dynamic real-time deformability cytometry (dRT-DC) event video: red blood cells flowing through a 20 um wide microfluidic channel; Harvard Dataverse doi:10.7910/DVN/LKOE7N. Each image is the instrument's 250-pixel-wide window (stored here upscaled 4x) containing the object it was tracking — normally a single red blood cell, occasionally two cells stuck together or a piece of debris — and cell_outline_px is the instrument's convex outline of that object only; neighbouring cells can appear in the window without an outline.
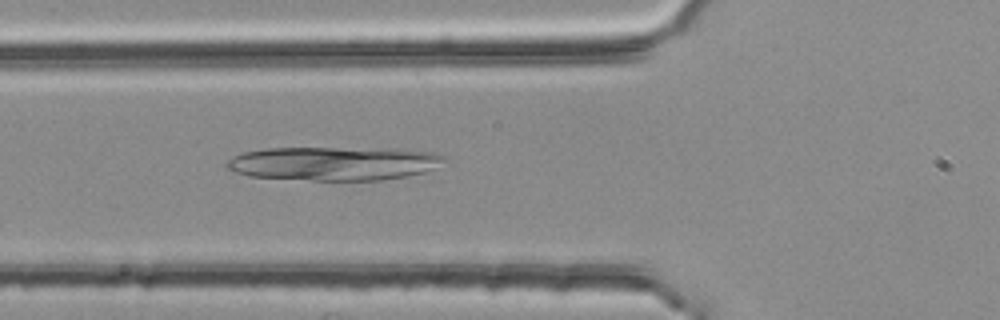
{"species": "common noctule bat (a hibernating species)", "species_latin": "Nyctalus noctula", "temperature_condition": "room temperature", "stored_images_in_passage": 42, "camera_frame_rate_fps": 3000, "um_per_image_px": 0.085, "animal": {"sex": "female", "body_mass_g": 25.1}, "frame": {"image": 1, "passage_image": 8, "time_ms": 2.333, "image_size_px": [1000, 320], "cell_outline_px": [[448, 156], [444, 160], [432, 168], [424, 172], [408, 176], [380, 180], [312, 180], [248, 176], [236, 172], [228, 168], [224, 164], [232, 156], [244, 152], [264, 148], [388, 148], [432, 152]], "centroid_in_image_um": [28.35, 13.88], "position_along_channel_um": 97.4, "area_um2": 42.83}}
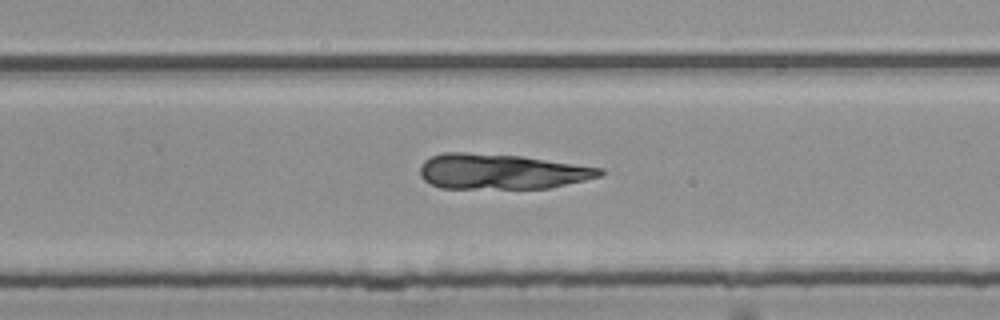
{"frame": {"image": 2, "passage_image": 23, "time_ms": 7.333, "image_size_px": [1000, 320], "cell_outline_px": [[604, 172], [600, 176], [584, 180], [548, 188], [440, 188], [424, 180], [420, 176], [420, 168], [424, 160], [432, 156], [444, 152], [464, 152], [520, 156], [604, 168]], "centroid_in_image_um": [42.6, 14.58], "position_along_channel_um": 287.2, "area_um2": 36.76}}
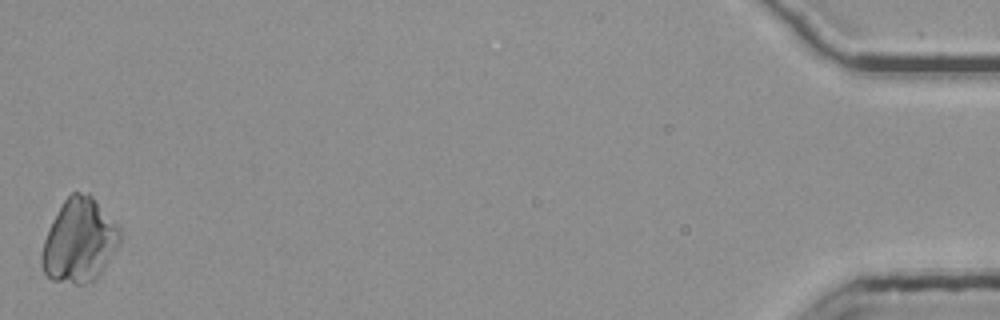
{"frame": {"image": 3, "passage_image": 42, "time_ms": 13.667, "image_size_px": [1000, 320], "cell_outline_px": [[124, 232], [120, 244], [100, 276], [96, 280], [88, 284], [76, 284], [52, 280], [44, 272], [40, 264], [40, 256], [44, 240], [48, 228], [52, 220], [64, 200], [72, 192], [88, 192], [120, 224]], "centroid_in_image_um": [6.79, 20.46], "position_along_channel_um": 428.4, "area_um2": 39.19}}